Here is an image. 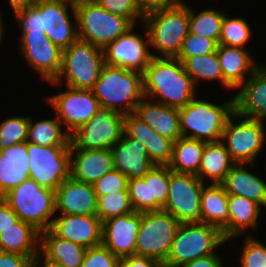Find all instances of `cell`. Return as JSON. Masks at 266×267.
I'll return each instance as SVG.
<instances>
[{"label":"cell","mask_w":266,"mask_h":267,"mask_svg":"<svg viewBox=\"0 0 266 267\" xmlns=\"http://www.w3.org/2000/svg\"><path fill=\"white\" fill-rule=\"evenodd\" d=\"M19 220L17 214L0 198V233Z\"/></svg>","instance_id":"obj_51"},{"label":"cell","mask_w":266,"mask_h":267,"mask_svg":"<svg viewBox=\"0 0 266 267\" xmlns=\"http://www.w3.org/2000/svg\"><path fill=\"white\" fill-rule=\"evenodd\" d=\"M133 28L134 25L103 49L104 64L144 73L155 55L148 51V30L145 31L148 37L145 42L142 37L132 33Z\"/></svg>","instance_id":"obj_15"},{"label":"cell","mask_w":266,"mask_h":267,"mask_svg":"<svg viewBox=\"0 0 266 267\" xmlns=\"http://www.w3.org/2000/svg\"><path fill=\"white\" fill-rule=\"evenodd\" d=\"M39 250L64 267H81L87 248L56 236L50 229L40 232Z\"/></svg>","instance_id":"obj_31"},{"label":"cell","mask_w":266,"mask_h":267,"mask_svg":"<svg viewBox=\"0 0 266 267\" xmlns=\"http://www.w3.org/2000/svg\"><path fill=\"white\" fill-rule=\"evenodd\" d=\"M143 178L148 185L150 211L162 210L169 192V166L155 165Z\"/></svg>","instance_id":"obj_38"},{"label":"cell","mask_w":266,"mask_h":267,"mask_svg":"<svg viewBox=\"0 0 266 267\" xmlns=\"http://www.w3.org/2000/svg\"><path fill=\"white\" fill-rule=\"evenodd\" d=\"M148 99V100H147ZM134 114L151 127L157 134L178 141L182 136L180 130L179 109L166 106L160 102H151L144 97L137 105Z\"/></svg>","instance_id":"obj_25"},{"label":"cell","mask_w":266,"mask_h":267,"mask_svg":"<svg viewBox=\"0 0 266 267\" xmlns=\"http://www.w3.org/2000/svg\"><path fill=\"white\" fill-rule=\"evenodd\" d=\"M205 142L181 137L173 143L169 168L177 173L198 175Z\"/></svg>","instance_id":"obj_33"},{"label":"cell","mask_w":266,"mask_h":267,"mask_svg":"<svg viewBox=\"0 0 266 267\" xmlns=\"http://www.w3.org/2000/svg\"><path fill=\"white\" fill-rule=\"evenodd\" d=\"M47 99L46 102L56 110L60 123L67 126L66 131L70 135L87 123L101 108L92 90L68 87L67 91Z\"/></svg>","instance_id":"obj_14"},{"label":"cell","mask_w":266,"mask_h":267,"mask_svg":"<svg viewBox=\"0 0 266 267\" xmlns=\"http://www.w3.org/2000/svg\"><path fill=\"white\" fill-rule=\"evenodd\" d=\"M232 117H237L234 112L228 119L223 131L222 141L226 146L231 159L235 163H254L265 143V127L260 119L243 117V121L236 124Z\"/></svg>","instance_id":"obj_13"},{"label":"cell","mask_w":266,"mask_h":267,"mask_svg":"<svg viewBox=\"0 0 266 267\" xmlns=\"http://www.w3.org/2000/svg\"><path fill=\"white\" fill-rule=\"evenodd\" d=\"M110 150L114 168L128 179L144 177L155 166L147 154L146 147L140 141L124 134Z\"/></svg>","instance_id":"obj_23"},{"label":"cell","mask_w":266,"mask_h":267,"mask_svg":"<svg viewBox=\"0 0 266 267\" xmlns=\"http://www.w3.org/2000/svg\"><path fill=\"white\" fill-rule=\"evenodd\" d=\"M14 15L22 29V34H45L42 13L35 5L19 9Z\"/></svg>","instance_id":"obj_45"},{"label":"cell","mask_w":266,"mask_h":267,"mask_svg":"<svg viewBox=\"0 0 266 267\" xmlns=\"http://www.w3.org/2000/svg\"><path fill=\"white\" fill-rule=\"evenodd\" d=\"M60 215L50 227L56 236L87 249L102 244V221L97 215Z\"/></svg>","instance_id":"obj_17"},{"label":"cell","mask_w":266,"mask_h":267,"mask_svg":"<svg viewBox=\"0 0 266 267\" xmlns=\"http://www.w3.org/2000/svg\"><path fill=\"white\" fill-rule=\"evenodd\" d=\"M18 218L39 232L50 229L55 211V191L28 178L3 197Z\"/></svg>","instance_id":"obj_5"},{"label":"cell","mask_w":266,"mask_h":267,"mask_svg":"<svg viewBox=\"0 0 266 267\" xmlns=\"http://www.w3.org/2000/svg\"><path fill=\"white\" fill-rule=\"evenodd\" d=\"M97 0H81V3H86V2H96Z\"/></svg>","instance_id":"obj_58"},{"label":"cell","mask_w":266,"mask_h":267,"mask_svg":"<svg viewBox=\"0 0 266 267\" xmlns=\"http://www.w3.org/2000/svg\"><path fill=\"white\" fill-rule=\"evenodd\" d=\"M218 43L205 36L188 34L184 39L180 52L177 57H193L207 55L216 51Z\"/></svg>","instance_id":"obj_43"},{"label":"cell","mask_w":266,"mask_h":267,"mask_svg":"<svg viewBox=\"0 0 266 267\" xmlns=\"http://www.w3.org/2000/svg\"><path fill=\"white\" fill-rule=\"evenodd\" d=\"M203 223L210 224L223 232L230 240V214L228 208V194L221 184L203 186L201 201Z\"/></svg>","instance_id":"obj_28"},{"label":"cell","mask_w":266,"mask_h":267,"mask_svg":"<svg viewBox=\"0 0 266 267\" xmlns=\"http://www.w3.org/2000/svg\"><path fill=\"white\" fill-rule=\"evenodd\" d=\"M37 1L38 0H9L14 13L19 9L34 5Z\"/></svg>","instance_id":"obj_55"},{"label":"cell","mask_w":266,"mask_h":267,"mask_svg":"<svg viewBox=\"0 0 266 267\" xmlns=\"http://www.w3.org/2000/svg\"><path fill=\"white\" fill-rule=\"evenodd\" d=\"M67 4L59 0H38L34 5L42 13L46 36L62 50L79 39L78 29L72 26Z\"/></svg>","instance_id":"obj_19"},{"label":"cell","mask_w":266,"mask_h":267,"mask_svg":"<svg viewBox=\"0 0 266 267\" xmlns=\"http://www.w3.org/2000/svg\"><path fill=\"white\" fill-rule=\"evenodd\" d=\"M245 166L246 163H235L221 185L228 195L242 196L266 207V182Z\"/></svg>","instance_id":"obj_29"},{"label":"cell","mask_w":266,"mask_h":267,"mask_svg":"<svg viewBox=\"0 0 266 267\" xmlns=\"http://www.w3.org/2000/svg\"><path fill=\"white\" fill-rule=\"evenodd\" d=\"M135 212L128 191H120L97 197V216L105 220Z\"/></svg>","instance_id":"obj_39"},{"label":"cell","mask_w":266,"mask_h":267,"mask_svg":"<svg viewBox=\"0 0 266 267\" xmlns=\"http://www.w3.org/2000/svg\"><path fill=\"white\" fill-rule=\"evenodd\" d=\"M81 267H120V258L100 244L87 249Z\"/></svg>","instance_id":"obj_46"},{"label":"cell","mask_w":266,"mask_h":267,"mask_svg":"<svg viewBox=\"0 0 266 267\" xmlns=\"http://www.w3.org/2000/svg\"><path fill=\"white\" fill-rule=\"evenodd\" d=\"M223 232L206 223H181L163 267H182L192 260L214 254L225 243Z\"/></svg>","instance_id":"obj_8"},{"label":"cell","mask_w":266,"mask_h":267,"mask_svg":"<svg viewBox=\"0 0 266 267\" xmlns=\"http://www.w3.org/2000/svg\"><path fill=\"white\" fill-rule=\"evenodd\" d=\"M144 95L175 108L195 97V83L177 58L152 57L143 73Z\"/></svg>","instance_id":"obj_1"},{"label":"cell","mask_w":266,"mask_h":267,"mask_svg":"<svg viewBox=\"0 0 266 267\" xmlns=\"http://www.w3.org/2000/svg\"><path fill=\"white\" fill-rule=\"evenodd\" d=\"M29 178L42 187L56 189L70 177V146H41L27 142Z\"/></svg>","instance_id":"obj_11"},{"label":"cell","mask_w":266,"mask_h":267,"mask_svg":"<svg viewBox=\"0 0 266 267\" xmlns=\"http://www.w3.org/2000/svg\"><path fill=\"white\" fill-rule=\"evenodd\" d=\"M124 117L118 111L100 108L70 135V149H110L124 134Z\"/></svg>","instance_id":"obj_10"},{"label":"cell","mask_w":266,"mask_h":267,"mask_svg":"<svg viewBox=\"0 0 266 267\" xmlns=\"http://www.w3.org/2000/svg\"><path fill=\"white\" fill-rule=\"evenodd\" d=\"M140 212H132L102 222V244L120 259L135 255Z\"/></svg>","instance_id":"obj_18"},{"label":"cell","mask_w":266,"mask_h":267,"mask_svg":"<svg viewBox=\"0 0 266 267\" xmlns=\"http://www.w3.org/2000/svg\"><path fill=\"white\" fill-rule=\"evenodd\" d=\"M225 13L216 9H204L197 15L189 7V33L205 36L219 42L221 24Z\"/></svg>","instance_id":"obj_37"},{"label":"cell","mask_w":266,"mask_h":267,"mask_svg":"<svg viewBox=\"0 0 266 267\" xmlns=\"http://www.w3.org/2000/svg\"><path fill=\"white\" fill-rule=\"evenodd\" d=\"M204 185L196 175L170 169L169 192L162 210L181 223H203L200 201Z\"/></svg>","instance_id":"obj_12"},{"label":"cell","mask_w":266,"mask_h":267,"mask_svg":"<svg viewBox=\"0 0 266 267\" xmlns=\"http://www.w3.org/2000/svg\"><path fill=\"white\" fill-rule=\"evenodd\" d=\"M181 222L164 210L140 212L135 255L164 265Z\"/></svg>","instance_id":"obj_9"},{"label":"cell","mask_w":266,"mask_h":267,"mask_svg":"<svg viewBox=\"0 0 266 267\" xmlns=\"http://www.w3.org/2000/svg\"><path fill=\"white\" fill-rule=\"evenodd\" d=\"M59 119H44L33 123L29 120L27 142L41 146H70V134L62 132Z\"/></svg>","instance_id":"obj_35"},{"label":"cell","mask_w":266,"mask_h":267,"mask_svg":"<svg viewBox=\"0 0 266 267\" xmlns=\"http://www.w3.org/2000/svg\"><path fill=\"white\" fill-rule=\"evenodd\" d=\"M106 11L126 17L133 25L136 20L144 19L145 12L140 8L137 0H97Z\"/></svg>","instance_id":"obj_42"},{"label":"cell","mask_w":266,"mask_h":267,"mask_svg":"<svg viewBox=\"0 0 266 267\" xmlns=\"http://www.w3.org/2000/svg\"><path fill=\"white\" fill-rule=\"evenodd\" d=\"M120 267H163V265L151 258L131 255L120 259Z\"/></svg>","instance_id":"obj_50"},{"label":"cell","mask_w":266,"mask_h":267,"mask_svg":"<svg viewBox=\"0 0 266 267\" xmlns=\"http://www.w3.org/2000/svg\"><path fill=\"white\" fill-rule=\"evenodd\" d=\"M0 267H32V260L25 255L0 251Z\"/></svg>","instance_id":"obj_49"},{"label":"cell","mask_w":266,"mask_h":267,"mask_svg":"<svg viewBox=\"0 0 266 267\" xmlns=\"http://www.w3.org/2000/svg\"><path fill=\"white\" fill-rule=\"evenodd\" d=\"M251 33V28L244 19L229 18L225 14L218 44L245 48L244 46L250 40Z\"/></svg>","instance_id":"obj_40"},{"label":"cell","mask_w":266,"mask_h":267,"mask_svg":"<svg viewBox=\"0 0 266 267\" xmlns=\"http://www.w3.org/2000/svg\"><path fill=\"white\" fill-rule=\"evenodd\" d=\"M44 258H43V257ZM43 258V259H42ZM43 260L44 262L42 263L41 260ZM42 266L43 267H64L62 264H60L58 261H54L51 260L49 258H47L40 250L38 252V254L33 258L32 260V267H38V266Z\"/></svg>","instance_id":"obj_54"},{"label":"cell","mask_w":266,"mask_h":267,"mask_svg":"<svg viewBox=\"0 0 266 267\" xmlns=\"http://www.w3.org/2000/svg\"><path fill=\"white\" fill-rule=\"evenodd\" d=\"M182 267H223V264L221 258L217 254H212L192 260Z\"/></svg>","instance_id":"obj_52"},{"label":"cell","mask_w":266,"mask_h":267,"mask_svg":"<svg viewBox=\"0 0 266 267\" xmlns=\"http://www.w3.org/2000/svg\"><path fill=\"white\" fill-rule=\"evenodd\" d=\"M235 162L226 149L225 142H205L200 169L197 177L203 182L205 177L212 180V184H221Z\"/></svg>","instance_id":"obj_32"},{"label":"cell","mask_w":266,"mask_h":267,"mask_svg":"<svg viewBox=\"0 0 266 267\" xmlns=\"http://www.w3.org/2000/svg\"><path fill=\"white\" fill-rule=\"evenodd\" d=\"M55 211L69 215H97V195L93 185L67 178L55 191Z\"/></svg>","instance_id":"obj_20"},{"label":"cell","mask_w":266,"mask_h":267,"mask_svg":"<svg viewBox=\"0 0 266 267\" xmlns=\"http://www.w3.org/2000/svg\"><path fill=\"white\" fill-rule=\"evenodd\" d=\"M101 108L134 113L145 97L143 73L104 64L98 81L91 89ZM121 105L124 106L121 108Z\"/></svg>","instance_id":"obj_2"},{"label":"cell","mask_w":266,"mask_h":267,"mask_svg":"<svg viewBox=\"0 0 266 267\" xmlns=\"http://www.w3.org/2000/svg\"><path fill=\"white\" fill-rule=\"evenodd\" d=\"M179 1L180 0H137V3L144 12H147L155 8L175 4Z\"/></svg>","instance_id":"obj_53"},{"label":"cell","mask_w":266,"mask_h":267,"mask_svg":"<svg viewBox=\"0 0 266 267\" xmlns=\"http://www.w3.org/2000/svg\"><path fill=\"white\" fill-rule=\"evenodd\" d=\"M240 87L235 96L237 117L266 119V67L259 65Z\"/></svg>","instance_id":"obj_24"},{"label":"cell","mask_w":266,"mask_h":267,"mask_svg":"<svg viewBox=\"0 0 266 267\" xmlns=\"http://www.w3.org/2000/svg\"><path fill=\"white\" fill-rule=\"evenodd\" d=\"M246 237L240 256L241 267H266V246L254 237Z\"/></svg>","instance_id":"obj_44"},{"label":"cell","mask_w":266,"mask_h":267,"mask_svg":"<svg viewBox=\"0 0 266 267\" xmlns=\"http://www.w3.org/2000/svg\"><path fill=\"white\" fill-rule=\"evenodd\" d=\"M195 98L179 108L182 136L206 143L220 141L229 117L235 112V97L223 105ZM189 130L192 133L188 134Z\"/></svg>","instance_id":"obj_4"},{"label":"cell","mask_w":266,"mask_h":267,"mask_svg":"<svg viewBox=\"0 0 266 267\" xmlns=\"http://www.w3.org/2000/svg\"><path fill=\"white\" fill-rule=\"evenodd\" d=\"M127 189L135 212L150 211L148 185L143 177L129 179Z\"/></svg>","instance_id":"obj_48"},{"label":"cell","mask_w":266,"mask_h":267,"mask_svg":"<svg viewBox=\"0 0 266 267\" xmlns=\"http://www.w3.org/2000/svg\"><path fill=\"white\" fill-rule=\"evenodd\" d=\"M216 51L224 81L231 88H240L247 80V75L249 77L259 67L254 64L253 58L245 48L218 44Z\"/></svg>","instance_id":"obj_27"},{"label":"cell","mask_w":266,"mask_h":267,"mask_svg":"<svg viewBox=\"0 0 266 267\" xmlns=\"http://www.w3.org/2000/svg\"><path fill=\"white\" fill-rule=\"evenodd\" d=\"M71 9L79 39L101 49L133 26L126 17L106 11L97 2L81 3Z\"/></svg>","instance_id":"obj_7"},{"label":"cell","mask_w":266,"mask_h":267,"mask_svg":"<svg viewBox=\"0 0 266 267\" xmlns=\"http://www.w3.org/2000/svg\"><path fill=\"white\" fill-rule=\"evenodd\" d=\"M128 178L114 169L98 179L94 184V191L98 196L120 191H128Z\"/></svg>","instance_id":"obj_47"},{"label":"cell","mask_w":266,"mask_h":267,"mask_svg":"<svg viewBox=\"0 0 266 267\" xmlns=\"http://www.w3.org/2000/svg\"><path fill=\"white\" fill-rule=\"evenodd\" d=\"M39 244L40 232L20 219L0 233V251L25 255L31 260L38 254Z\"/></svg>","instance_id":"obj_30"},{"label":"cell","mask_w":266,"mask_h":267,"mask_svg":"<svg viewBox=\"0 0 266 267\" xmlns=\"http://www.w3.org/2000/svg\"><path fill=\"white\" fill-rule=\"evenodd\" d=\"M29 120V116H15L0 123V150L27 141Z\"/></svg>","instance_id":"obj_41"},{"label":"cell","mask_w":266,"mask_h":267,"mask_svg":"<svg viewBox=\"0 0 266 267\" xmlns=\"http://www.w3.org/2000/svg\"><path fill=\"white\" fill-rule=\"evenodd\" d=\"M261 206L247 198L228 195V208L230 214V239L243 235L245 229L251 227L256 230Z\"/></svg>","instance_id":"obj_34"},{"label":"cell","mask_w":266,"mask_h":267,"mask_svg":"<svg viewBox=\"0 0 266 267\" xmlns=\"http://www.w3.org/2000/svg\"><path fill=\"white\" fill-rule=\"evenodd\" d=\"M70 154V177L77 181L93 185L115 169L110 149H70Z\"/></svg>","instance_id":"obj_22"},{"label":"cell","mask_w":266,"mask_h":267,"mask_svg":"<svg viewBox=\"0 0 266 267\" xmlns=\"http://www.w3.org/2000/svg\"><path fill=\"white\" fill-rule=\"evenodd\" d=\"M59 1L68 3V5L70 4V7L81 4V0H59Z\"/></svg>","instance_id":"obj_56"},{"label":"cell","mask_w":266,"mask_h":267,"mask_svg":"<svg viewBox=\"0 0 266 267\" xmlns=\"http://www.w3.org/2000/svg\"><path fill=\"white\" fill-rule=\"evenodd\" d=\"M3 21H2V17H1V13H0V43H1V41H2V39H3V28H4V26H3Z\"/></svg>","instance_id":"obj_57"},{"label":"cell","mask_w":266,"mask_h":267,"mask_svg":"<svg viewBox=\"0 0 266 267\" xmlns=\"http://www.w3.org/2000/svg\"><path fill=\"white\" fill-rule=\"evenodd\" d=\"M27 141L0 150V198L29 178Z\"/></svg>","instance_id":"obj_26"},{"label":"cell","mask_w":266,"mask_h":267,"mask_svg":"<svg viewBox=\"0 0 266 267\" xmlns=\"http://www.w3.org/2000/svg\"><path fill=\"white\" fill-rule=\"evenodd\" d=\"M143 23L149 33L150 47L160 53L154 57L176 58L189 34V6L180 0L149 10Z\"/></svg>","instance_id":"obj_3"},{"label":"cell","mask_w":266,"mask_h":267,"mask_svg":"<svg viewBox=\"0 0 266 267\" xmlns=\"http://www.w3.org/2000/svg\"><path fill=\"white\" fill-rule=\"evenodd\" d=\"M183 63L186 73L190 75L194 83L199 79L220 80L221 84L228 89L231 87L224 81L217 51L193 57H176Z\"/></svg>","instance_id":"obj_36"},{"label":"cell","mask_w":266,"mask_h":267,"mask_svg":"<svg viewBox=\"0 0 266 267\" xmlns=\"http://www.w3.org/2000/svg\"><path fill=\"white\" fill-rule=\"evenodd\" d=\"M21 51L42 78L54 81L61 69L63 50L55 45L46 34H21Z\"/></svg>","instance_id":"obj_16"},{"label":"cell","mask_w":266,"mask_h":267,"mask_svg":"<svg viewBox=\"0 0 266 267\" xmlns=\"http://www.w3.org/2000/svg\"><path fill=\"white\" fill-rule=\"evenodd\" d=\"M124 135L140 141L155 165H168L171 162L174 142L157 134L134 113L125 114Z\"/></svg>","instance_id":"obj_21"},{"label":"cell","mask_w":266,"mask_h":267,"mask_svg":"<svg viewBox=\"0 0 266 267\" xmlns=\"http://www.w3.org/2000/svg\"><path fill=\"white\" fill-rule=\"evenodd\" d=\"M103 65V49L78 39L63 49L60 72L50 83L61 85L65 76L67 87L91 90L98 81Z\"/></svg>","instance_id":"obj_6"}]
</instances>
